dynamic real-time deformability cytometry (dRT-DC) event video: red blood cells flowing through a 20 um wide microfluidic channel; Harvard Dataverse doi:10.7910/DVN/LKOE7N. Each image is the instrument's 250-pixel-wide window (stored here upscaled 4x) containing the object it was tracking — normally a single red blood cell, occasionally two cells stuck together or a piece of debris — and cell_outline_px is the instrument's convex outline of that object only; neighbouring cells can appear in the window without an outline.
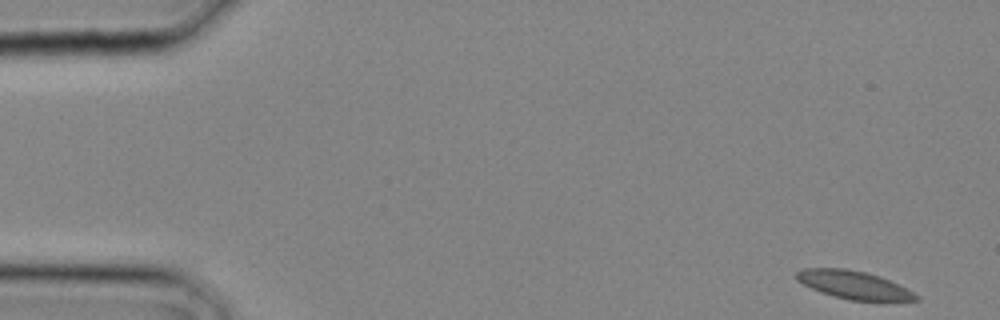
{"species": "common noctule bat (a hibernating species)", "species_latin": "Nyctalus noctula", "temperature_condition": "cold", "stored_images_in_passage": 10, "camera_frame_rate_fps": 3000, "um_per_image_px": 0.085, "animal": {"sex": "male", "body_mass_g": 20.4}, "frame": {"image": 1, "passage_image": 1, "time_ms": 0.0, "image_size_px": [1000, 320], "cell_outline_px": [[920, 300], [852, 300], [832, 296], [820, 292], [796, 280], [796, 272], [804, 268], [844, 268], [864, 272], [880, 276], [920, 296]], "centroid_in_image_um": [72.52, 24.21], "position_along_channel_um": 12.5, "area_um2": 19.13}}
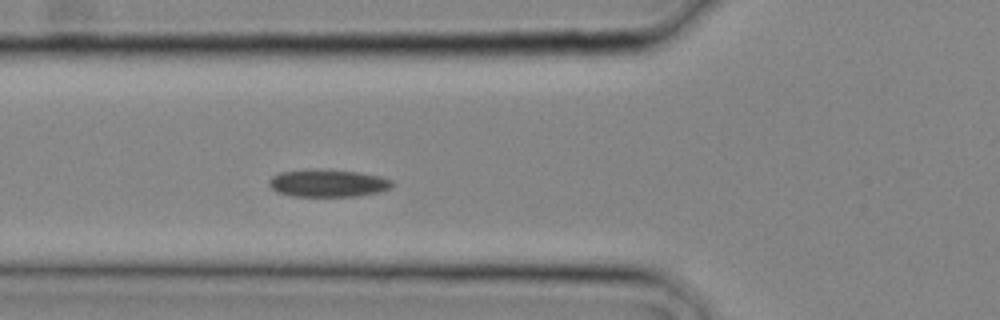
{"frame": {"image": 2, "passage_image": 10, "time_ms": 3.0, "image_size_px": [1000, 320], "cell_outline_px": [[392, 184], [388, 188], [376, 192], [356, 196], [292, 196], [276, 192], [268, 184], [268, 180], [272, 176], [280, 172], [320, 168], [328, 168], [360, 172], [380, 176], [392, 180]], "centroid_in_image_um": [27.82, 15.54], "position_along_channel_um": 98.0, "area_um2": 19.88}}